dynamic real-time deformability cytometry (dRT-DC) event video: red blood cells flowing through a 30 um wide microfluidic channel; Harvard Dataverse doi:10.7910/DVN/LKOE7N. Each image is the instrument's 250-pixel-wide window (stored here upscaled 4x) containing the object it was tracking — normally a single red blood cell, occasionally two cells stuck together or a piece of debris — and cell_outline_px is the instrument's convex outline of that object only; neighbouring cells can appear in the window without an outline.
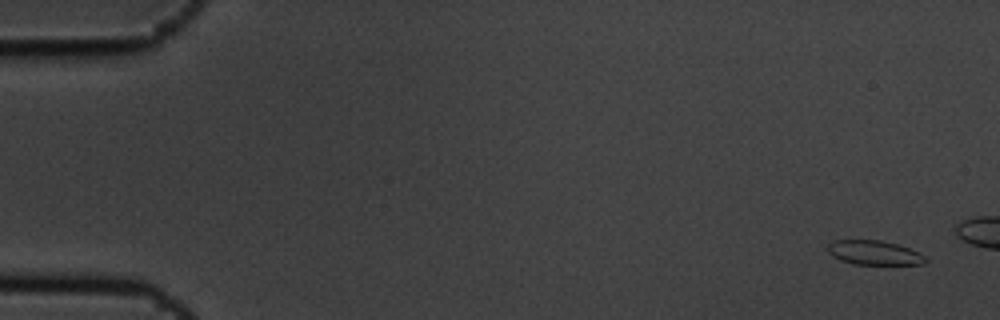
{"species": "common noctule bat (a hibernating species)", "species_latin": "Nyctalus noctula", "temperature_condition": "cold", "stored_images_in_passage": 5, "camera_frame_rate_fps": 3000, "um_per_image_px": 0.085, "animal": {"sex": "male", "body_mass_g": 19.5, "forearm_length_mm": 54.6}, "frame": {"image": 1, "passage_image": 1, "time_ms": 0.0, "image_size_px": [1000, 320], "cell_outline_px": [[928, 260], [924, 264], [852, 264], [840, 260], [832, 256], [828, 252], [828, 244], [832, 240], [880, 240], [896, 244], [908, 248], [924, 256]], "centroid_in_image_um": [74.26, 21.48], "position_along_channel_um": 10.7, "area_um2": 13.76}}